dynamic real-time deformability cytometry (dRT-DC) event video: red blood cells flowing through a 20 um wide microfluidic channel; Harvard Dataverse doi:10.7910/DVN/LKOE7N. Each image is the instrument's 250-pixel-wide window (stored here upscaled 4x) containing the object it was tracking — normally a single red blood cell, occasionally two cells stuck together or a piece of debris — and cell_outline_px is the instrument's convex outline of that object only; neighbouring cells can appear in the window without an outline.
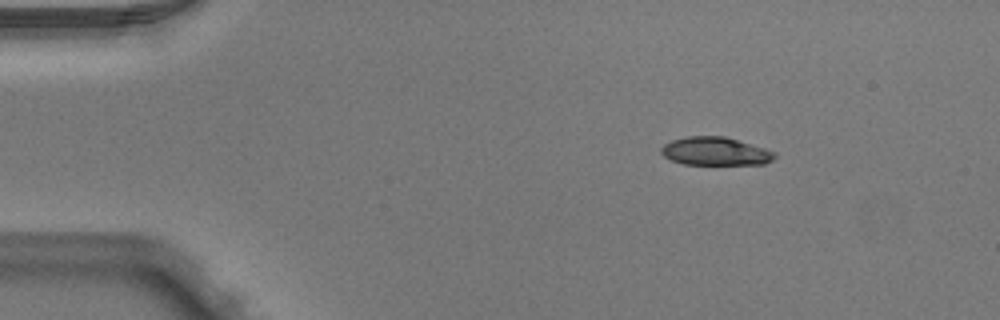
{"species": "Egyptian fruit bat (a non-hibernating species)", "species_latin": "Rousettus aegyptiacus", "temperature_condition": "warm", "stored_images_in_passage": 2, "camera_frame_rate_fps": 3000, "um_per_image_px": 0.085, "animal": {"sex": "male"}, "frame": {"image": 1, "passage_image": 1, "time_ms": 0.0, "image_size_px": [1000, 320], "cell_outline_px": [[776, 156], [772, 160], [764, 164], [684, 164], [672, 160], [664, 156], [660, 152], [660, 148], [664, 144], [672, 140], [688, 136], [724, 136], [764, 148], [776, 152]], "centroid_in_image_um": [60.79, 12.86], "position_along_channel_um": 24.2, "area_um2": 18.55}}